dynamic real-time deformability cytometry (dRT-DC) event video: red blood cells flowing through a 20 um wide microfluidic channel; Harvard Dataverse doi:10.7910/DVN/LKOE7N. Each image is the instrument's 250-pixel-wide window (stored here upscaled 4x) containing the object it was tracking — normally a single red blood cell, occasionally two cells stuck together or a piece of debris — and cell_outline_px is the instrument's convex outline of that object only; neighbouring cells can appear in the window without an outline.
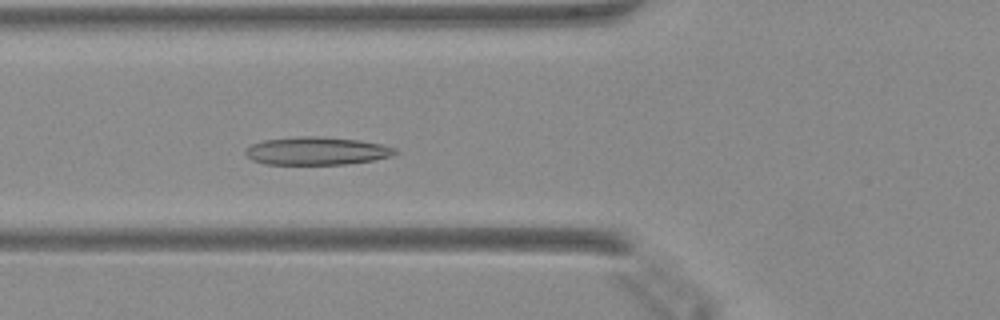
{"species": "Egyptian fruit bat (a non-hibernating species)", "species_latin": "Rousettus aegyptiacus", "temperature_condition": "warm", "stored_images_in_passage": 47, "camera_frame_rate_fps": 3000, "um_per_image_px": 0.085, "animal": {"sex": "female"}, "frame": {"image": 1, "passage_image": 16, "time_ms": 5.0, "image_size_px": [1000, 320], "cell_outline_px": [[400, 152], [392, 156], [372, 160], [344, 164], [264, 164], [252, 160], [244, 152], [252, 144], [264, 140], [308, 136], [356, 140], [380, 144], [396, 148]], "centroid_in_image_um": [26.93, 12.84], "position_along_channel_um": 98.9, "area_um2": 23.93}}
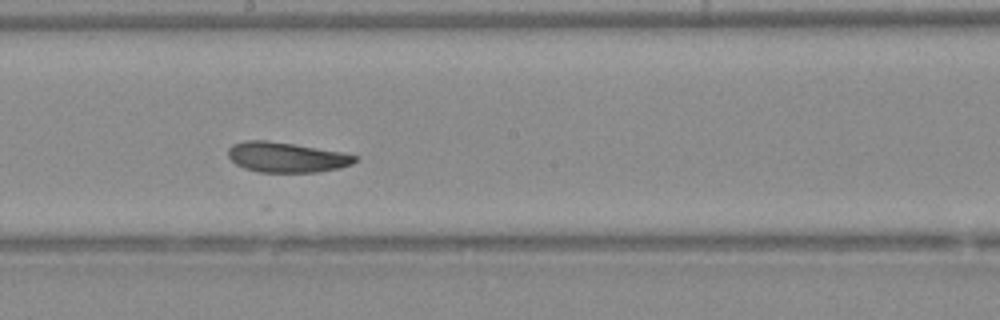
{"frame": {"image": 2, "passage_image": 25, "time_ms": 8.0, "image_size_px": [1000, 320], "cell_outline_px": [[360, 156], [352, 164], [340, 168], [320, 172], [260, 172], [244, 168], [236, 164], [228, 156], [228, 148], [232, 144], [244, 140], [268, 140], [344, 152]], "centroid_in_image_um": [24.37, 13.36], "position_along_channel_um": 223.8, "area_um2": 22.48}}
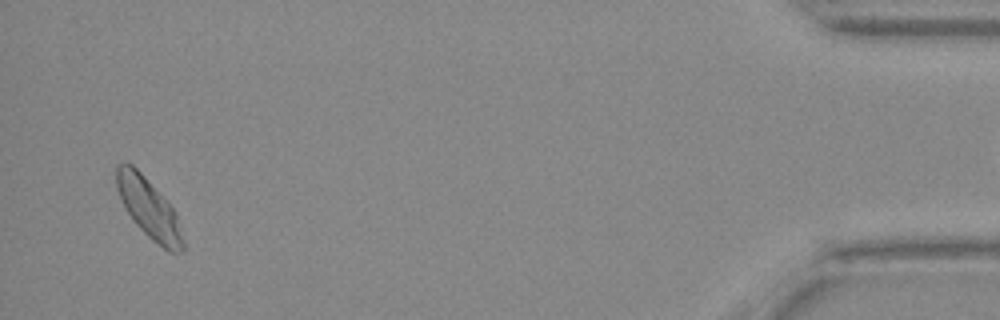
{"frame": {"image": 3, "passage_image": 45, "time_ms": 14.667, "image_size_px": [1000, 320], "cell_outline_px": [[184, 252], [168, 252], [152, 240], [132, 220], [116, 188], [116, 164], [124, 160], [132, 164], [144, 176], [176, 212], [184, 244]], "centroid_in_image_um": [12.64, 17.7], "position_along_channel_um": 422.6, "area_um2": 22.89}}